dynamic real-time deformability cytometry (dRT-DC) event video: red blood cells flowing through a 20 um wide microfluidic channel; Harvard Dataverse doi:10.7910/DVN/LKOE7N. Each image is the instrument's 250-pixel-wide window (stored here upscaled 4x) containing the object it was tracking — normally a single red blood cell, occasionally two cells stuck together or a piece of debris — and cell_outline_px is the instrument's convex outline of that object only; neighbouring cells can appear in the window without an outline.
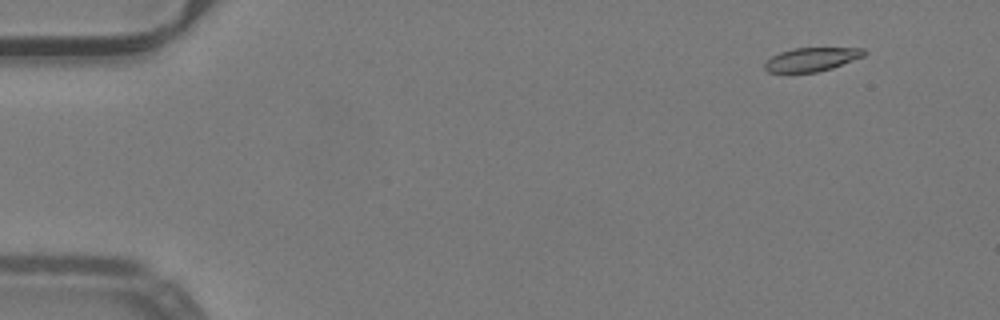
{"species": "common noctule bat (a hibernating species)", "species_latin": "Nyctalus noctula", "temperature_condition": "warm", "stored_images_in_passage": 17, "camera_frame_rate_fps": 3000, "um_per_image_px": 0.085, "animal": {"sex": "male", "body_mass_g": 19.2, "forearm_length_mm": 51.8}, "frame": {"image": 1, "passage_image": 5, "time_ms": 1.333, "image_size_px": [1000, 320], "cell_outline_px": [[868, 52], [864, 56], [832, 68], [816, 72], [768, 72], [764, 68], [764, 64], [772, 56], [780, 52], [792, 48], [864, 48]], "centroid_in_image_um": [69.01, 5.04], "position_along_channel_um": 16.0, "area_um2": 13.64}}
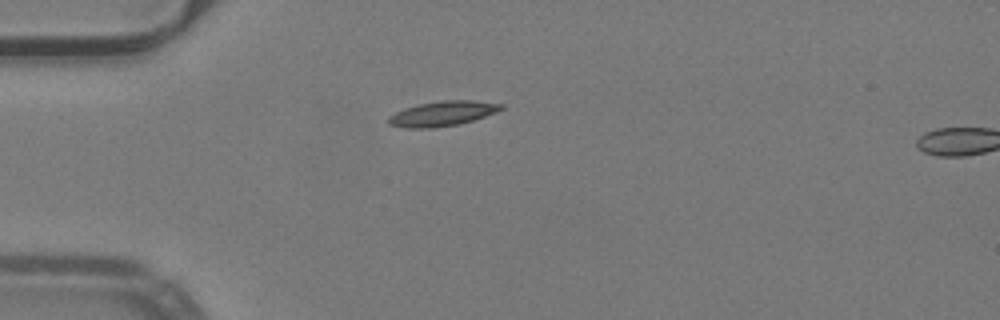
{"frame": {"image": 2, "passage_image": 15, "time_ms": 4.667, "image_size_px": [1000, 320], "cell_outline_px": [[504, 108], [496, 112], [472, 120], [456, 124], [432, 128], [408, 128], [388, 124], [388, 116], [404, 108], [420, 104], [440, 100], [472, 100], [504, 104]], "centroid_in_image_um": [37.6, 9.64], "position_along_channel_um": 47.4, "area_um2": 16.18}}